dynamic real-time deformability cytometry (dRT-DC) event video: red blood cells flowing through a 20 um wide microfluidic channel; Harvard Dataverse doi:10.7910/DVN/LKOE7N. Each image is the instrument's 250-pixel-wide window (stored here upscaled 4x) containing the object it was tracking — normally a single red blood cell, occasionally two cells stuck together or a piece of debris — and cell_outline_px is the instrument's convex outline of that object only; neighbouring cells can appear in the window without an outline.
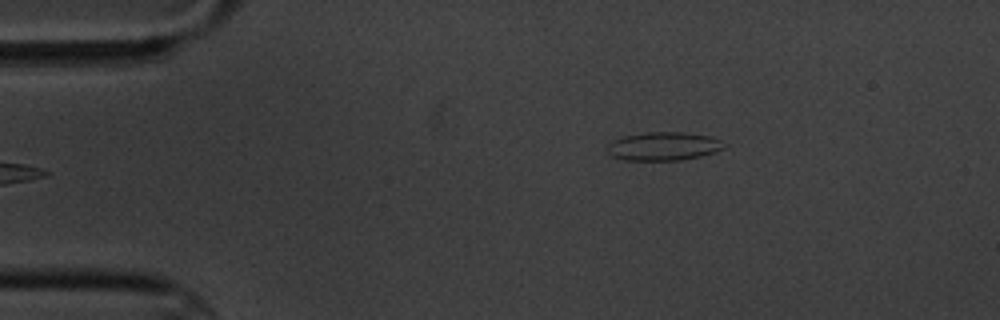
{"species": "common noctule bat (a hibernating species)", "species_latin": "Nyctalus noctula", "temperature_condition": "cold", "stored_images_in_passage": 5, "segment_of_instrument_passage": [2, 2], "camera_frame_rate_fps": 3000, "um_per_image_px": 0.085, "animal": {"sex": "male", "body_mass_g": 20.1, "forearm_length_mm": 53.5}, "frame": {"image": 1, "passage_image": 5, "time_ms": 5.0, "image_size_px": [1000, 320], "cell_outline_px": [[724, 148], [716, 152], [700, 156], [680, 160], [624, 160], [612, 156], [608, 152], [608, 144], [612, 140], [624, 136], [648, 132], [680, 132], [712, 136], [720, 140]], "centroid_in_image_um": [56.39, 12.43], "position_along_channel_um": 28.6, "area_um2": 19.25}}